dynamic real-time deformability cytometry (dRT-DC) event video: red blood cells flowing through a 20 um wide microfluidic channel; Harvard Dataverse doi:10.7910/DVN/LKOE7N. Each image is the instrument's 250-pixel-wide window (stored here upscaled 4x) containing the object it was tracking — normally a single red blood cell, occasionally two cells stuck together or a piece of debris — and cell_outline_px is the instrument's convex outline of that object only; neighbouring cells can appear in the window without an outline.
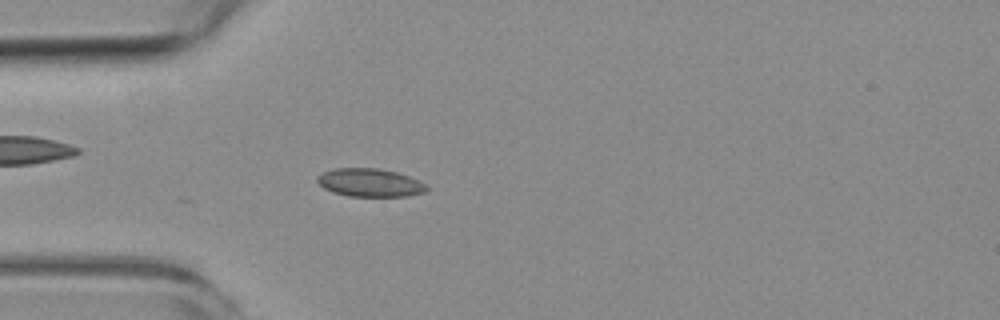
{"species": "common noctule bat (a hibernating species)", "species_latin": "Nyctalus noctula", "temperature_condition": "room temperature", "stored_images_in_passage": 3, "camera_frame_rate_fps": 3000, "um_per_image_px": 0.085, "animal": {"sex": "female", "body_mass_g": 19.3, "forearm_length_mm": 54.1}, "frame": {"image": 1, "passage_image": 3, "time_ms": 3.0, "image_size_px": [1000, 320], "cell_outline_px": [[428, 192], [408, 196], [348, 196], [332, 192], [324, 188], [316, 180], [316, 176], [332, 168], [376, 168], [396, 172], [420, 180], [428, 188]], "centroid_in_image_um": [31.44, 15.53], "position_along_channel_um": 53.6, "area_um2": 18.03}}